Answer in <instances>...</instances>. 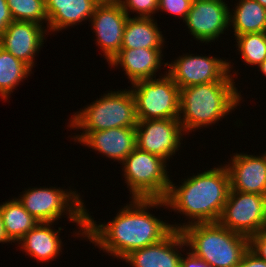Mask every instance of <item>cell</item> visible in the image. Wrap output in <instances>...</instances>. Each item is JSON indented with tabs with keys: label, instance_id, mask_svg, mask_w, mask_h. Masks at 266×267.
I'll list each match as a JSON object with an SVG mask.
<instances>
[{
	"label": "cell",
	"instance_id": "cell-1",
	"mask_svg": "<svg viewBox=\"0 0 266 267\" xmlns=\"http://www.w3.org/2000/svg\"><path fill=\"white\" fill-rule=\"evenodd\" d=\"M130 200L108 223L97 224L89 210L86 211L84 239L118 260L130 252L162 241L173 231L171 223L148 211L162 206L167 209L165 199Z\"/></svg>",
	"mask_w": 266,
	"mask_h": 267
},
{
	"label": "cell",
	"instance_id": "cell-2",
	"mask_svg": "<svg viewBox=\"0 0 266 267\" xmlns=\"http://www.w3.org/2000/svg\"><path fill=\"white\" fill-rule=\"evenodd\" d=\"M181 181L177 185L171 180L165 201L169 210L184 215L188 221L171 224L173 230L195 223L218 222L231 189L227 166L217 165Z\"/></svg>",
	"mask_w": 266,
	"mask_h": 267
},
{
	"label": "cell",
	"instance_id": "cell-3",
	"mask_svg": "<svg viewBox=\"0 0 266 267\" xmlns=\"http://www.w3.org/2000/svg\"><path fill=\"white\" fill-rule=\"evenodd\" d=\"M235 83L216 81L180 89L178 120L185 135L216 125L241 106L244 98Z\"/></svg>",
	"mask_w": 266,
	"mask_h": 267
},
{
	"label": "cell",
	"instance_id": "cell-4",
	"mask_svg": "<svg viewBox=\"0 0 266 267\" xmlns=\"http://www.w3.org/2000/svg\"><path fill=\"white\" fill-rule=\"evenodd\" d=\"M187 249L215 267H237L249 250V238L219 222L195 223L180 230Z\"/></svg>",
	"mask_w": 266,
	"mask_h": 267
},
{
	"label": "cell",
	"instance_id": "cell-5",
	"mask_svg": "<svg viewBox=\"0 0 266 267\" xmlns=\"http://www.w3.org/2000/svg\"><path fill=\"white\" fill-rule=\"evenodd\" d=\"M77 189L58 187H32L22 191L17 199L24 209L39 222L58 223L66 215L69 222L76 223L78 231L74 237L84 238L86 231L87 207ZM20 197V198H19ZM77 232V233H76Z\"/></svg>",
	"mask_w": 266,
	"mask_h": 267
},
{
	"label": "cell",
	"instance_id": "cell-6",
	"mask_svg": "<svg viewBox=\"0 0 266 267\" xmlns=\"http://www.w3.org/2000/svg\"><path fill=\"white\" fill-rule=\"evenodd\" d=\"M129 89L118 91H106L100 98L93 100L73 112L69 118L68 127L71 130L80 129L82 132H94L118 127L136 128L138 118L135 108V100ZM122 90V91H121ZM85 107V108H84Z\"/></svg>",
	"mask_w": 266,
	"mask_h": 267
},
{
	"label": "cell",
	"instance_id": "cell-7",
	"mask_svg": "<svg viewBox=\"0 0 266 267\" xmlns=\"http://www.w3.org/2000/svg\"><path fill=\"white\" fill-rule=\"evenodd\" d=\"M166 163L161 157L136 147L121 163L129 199H165L171 183Z\"/></svg>",
	"mask_w": 266,
	"mask_h": 267
},
{
	"label": "cell",
	"instance_id": "cell-8",
	"mask_svg": "<svg viewBox=\"0 0 266 267\" xmlns=\"http://www.w3.org/2000/svg\"><path fill=\"white\" fill-rule=\"evenodd\" d=\"M131 85L138 121L178 119L180 88L167 72Z\"/></svg>",
	"mask_w": 266,
	"mask_h": 267
},
{
	"label": "cell",
	"instance_id": "cell-9",
	"mask_svg": "<svg viewBox=\"0 0 266 267\" xmlns=\"http://www.w3.org/2000/svg\"><path fill=\"white\" fill-rule=\"evenodd\" d=\"M234 63L220 57L201 56L186 53L178 56L169 63L166 72L171 76L176 85L182 89L193 85L207 84L216 81H236L237 71ZM232 72V73H231ZM236 74V75H235ZM234 76L235 80H234Z\"/></svg>",
	"mask_w": 266,
	"mask_h": 267
},
{
	"label": "cell",
	"instance_id": "cell-10",
	"mask_svg": "<svg viewBox=\"0 0 266 267\" xmlns=\"http://www.w3.org/2000/svg\"><path fill=\"white\" fill-rule=\"evenodd\" d=\"M218 222L248 238L257 234L266 227V196L230 189Z\"/></svg>",
	"mask_w": 266,
	"mask_h": 267
},
{
	"label": "cell",
	"instance_id": "cell-11",
	"mask_svg": "<svg viewBox=\"0 0 266 267\" xmlns=\"http://www.w3.org/2000/svg\"><path fill=\"white\" fill-rule=\"evenodd\" d=\"M184 134L178 119L141 120L136 125V147L169 162L183 147Z\"/></svg>",
	"mask_w": 266,
	"mask_h": 267
},
{
	"label": "cell",
	"instance_id": "cell-12",
	"mask_svg": "<svg viewBox=\"0 0 266 267\" xmlns=\"http://www.w3.org/2000/svg\"><path fill=\"white\" fill-rule=\"evenodd\" d=\"M117 0H101L90 19L96 36L95 44L103 52L106 62H110L121 50L124 27L128 19Z\"/></svg>",
	"mask_w": 266,
	"mask_h": 267
},
{
	"label": "cell",
	"instance_id": "cell-13",
	"mask_svg": "<svg viewBox=\"0 0 266 267\" xmlns=\"http://www.w3.org/2000/svg\"><path fill=\"white\" fill-rule=\"evenodd\" d=\"M226 0H193L191 9L184 20L189 34L199 43L218 41L229 30V9ZM227 29V30H226Z\"/></svg>",
	"mask_w": 266,
	"mask_h": 267
},
{
	"label": "cell",
	"instance_id": "cell-14",
	"mask_svg": "<svg viewBox=\"0 0 266 267\" xmlns=\"http://www.w3.org/2000/svg\"><path fill=\"white\" fill-rule=\"evenodd\" d=\"M47 33L46 26L13 20L1 35L0 46L33 69L35 56L43 47Z\"/></svg>",
	"mask_w": 266,
	"mask_h": 267
},
{
	"label": "cell",
	"instance_id": "cell-15",
	"mask_svg": "<svg viewBox=\"0 0 266 267\" xmlns=\"http://www.w3.org/2000/svg\"><path fill=\"white\" fill-rule=\"evenodd\" d=\"M74 134L72 139L75 143L92 148V151L102 153V156L118 161L120 164L136 148V128L132 127Z\"/></svg>",
	"mask_w": 266,
	"mask_h": 267
},
{
	"label": "cell",
	"instance_id": "cell-16",
	"mask_svg": "<svg viewBox=\"0 0 266 267\" xmlns=\"http://www.w3.org/2000/svg\"><path fill=\"white\" fill-rule=\"evenodd\" d=\"M228 161L231 190L266 196V151L261 155L236 152Z\"/></svg>",
	"mask_w": 266,
	"mask_h": 267
},
{
	"label": "cell",
	"instance_id": "cell-17",
	"mask_svg": "<svg viewBox=\"0 0 266 267\" xmlns=\"http://www.w3.org/2000/svg\"><path fill=\"white\" fill-rule=\"evenodd\" d=\"M185 247L182 232L173 230L162 241L130 252L122 262L132 267H181V251L184 253Z\"/></svg>",
	"mask_w": 266,
	"mask_h": 267
},
{
	"label": "cell",
	"instance_id": "cell-18",
	"mask_svg": "<svg viewBox=\"0 0 266 267\" xmlns=\"http://www.w3.org/2000/svg\"><path fill=\"white\" fill-rule=\"evenodd\" d=\"M164 48H137L121 49L120 52L108 63L109 67L124 69V75L127 76L130 83L138 80L156 78L157 72L161 66H167L162 53ZM155 75V76H154Z\"/></svg>",
	"mask_w": 266,
	"mask_h": 267
},
{
	"label": "cell",
	"instance_id": "cell-19",
	"mask_svg": "<svg viewBox=\"0 0 266 267\" xmlns=\"http://www.w3.org/2000/svg\"><path fill=\"white\" fill-rule=\"evenodd\" d=\"M54 225H56V222L55 224L39 222L15 244H18L17 247L24 251L25 255L36 259L37 262H52L62 254L61 252L64 249L62 248V246L64 247L62 239L59 237L62 227H58L57 230L53 227Z\"/></svg>",
	"mask_w": 266,
	"mask_h": 267
},
{
	"label": "cell",
	"instance_id": "cell-20",
	"mask_svg": "<svg viewBox=\"0 0 266 267\" xmlns=\"http://www.w3.org/2000/svg\"><path fill=\"white\" fill-rule=\"evenodd\" d=\"M101 0H45L49 32L66 30L79 25L82 21H90L95 8Z\"/></svg>",
	"mask_w": 266,
	"mask_h": 267
},
{
	"label": "cell",
	"instance_id": "cell-21",
	"mask_svg": "<svg viewBox=\"0 0 266 267\" xmlns=\"http://www.w3.org/2000/svg\"><path fill=\"white\" fill-rule=\"evenodd\" d=\"M152 17H128L121 49L164 48L165 37Z\"/></svg>",
	"mask_w": 266,
	"mask_h": 267
},
{
	"label": "cell",
	"instance_id": "cell-22",
	"mask_svg": "<svg viewBox=\"0 0 266 267\" xmlns=\"http://www.w3.org/2000/svg\"><path fill=\"white\" fill-rule=\"evenodd\" d=\"M236 1L234 9H229L230 28L234 36L266 32V8L256 0Z\"/></svg>",
	"mask_w": 266,
	"mask_h": 267
},
{
	"label": "cell",
	"instance_id": "cell-23",
	"mask_svg": "<svg viewBox=\"0 0 266 267\" xmlns=\"http://www.w3.org/2000/svg\"><path fill=\"white\" fill-rule=\"evenodd\" d=\"M0 214L6 234L14 244L39 223L16 197L0 203Z\"/></svg>",
	"mask_w": 266,
	"mask_h": 267
},
{
	"label": "cell",
	"instance_id": "cell-24",
	"mask_svg": "<svg viewBox=\"0 0 266 267\" xmlns=\"http://www.w3.org/2000/svg\"><path fill=\"white\" fill-rule=\"evenodd\" d=\"M32 70L0 46V98L7 101L14 89L33 73Z\"/></svg>",
	"mask_w": 266,
	"mask_h": 267
},
{
	"label": "cell",
	"instance_id": "cell-25",
	"mask_svg": "<svg viewBox=\"0 0 266 267\" xmlns=\"http://www.w3.org/2000/svg\"><path fill=\"white\" fill-rule=\"evenodd\" d=\"M235 37L237 52L245 64L259 66L266 58V32L245 33Z\"/></svg>",
	"mask_w": 266,
	"mask_h": 267
},
{
	"label": "cell",
	"instance_id": "cell-26",
	"mask_svg": "<svg viewBox=\"0 0 266 267\" xmlns=\"http://www.w3.org/2000/svg\"><path fill=\"white\" fill-rule=\"evenodd\" d=\"M13 20L48 24L45 0H6Z\"/></svg>",
	"mask_w": 266,
	"mask_h": 267
},
{
	"label": "cell",
	"instance_id": "cell-27",
	"mask_svg": "<svg viewBox=\"0 0 266 267\" xmlns=\"http://www.w3.org/2000/svg\"><path fill=\"white\" fill-rule=\"evenodd\" d=\"M123 10L130 17L136 13V17H152L158 12V0H117ZM131 12V14H130Z\"/></svg>",
	"mask_w": 266,
	"mask_h": 267
},
{
	"label": "cell",
	"instance_id": "cell-28",
	"mask_svg": "<svg viewBox=\"0 0 266 267\" xmlns=\"http://www.w3.org/2000/svg\"><path fill=\"white\" fill-rule=\"evenodd\" d=\"M193 0H158V12H167L172 14L175 17L178 16V19H186L187 14L189 13Z\"/></svg>",
	"mask_w": 266,
	"mask_h": 267
},
{
	"label": "cell",
	"instance_id": "cell-29",
	"mask_svg": "<svg viewBox=\"0 0 266 267\" xmlns=\"http://www.w3.org/2000/svg\"><path fill=\"white\" fill-rule=\"evenodd\" d=\"M249 250L266 261V227L249 237Z\"/></svg>",
	"mask_w": 266,
	"mask_h": 267
},
{
	"label": "cell",
	"instance_id": "cell-30",
	"mask_svg": "<svg viewBox=\"0 0 266 267\" xmlns=\"http://www.w3.org/2000/svg\"><path fill=\"white\" fill-rule=\"evenodd\" d=\"M187 251L186 255L184 253L181 257V267H215L197 257L190 250L187 249Z\"/></svg>",
	"mask_w": 266,
	"mask_h": 267
},
{
	"label": "cell",
	"instance_id": "cell-31",
	"mask_svg": "<svg viewBox=\"0 0 266 267\" xmlns=\"http://www.w3.org/2000/svg\"><path fill=\"white\" fill-rule=\"evenodd\" d=\"M12 21L13 18L6 0H0V37Z\"/></svg>",
	"mask_w": 266,
	"mask_h": 267
},
{
	"label": "cell",
	"instance_id": "cell-32",
	"mask_svg": "<svg viewBox=\"0 0 266 267\" xmlns=\"http://www.w3.org/2000/svg\"><path fill=\"white\" fill-rule=\"evenodd\" d=\"M237 267H266V261L248 250Z\"/></svg>",
	"mask_w": 266,
	"mask_h": 267
},
{
	"label": "cell",
	"instance_id": "cell-33",
	"mask_svg": "<svg viewBox=\"0 0 266 267\" xmlns=\"http://www.w3.org/2000/svg\"><path fill=\"white\" fill-rule=\"evenodd\" d=\"M0 243H6V244H12L13 242L8 238L6 231H5V227L3 224V220L0 214Z\"/></svg>",
	"mask_w": 266,
	"mask_h": 267
},
{
	"label": "cell",
	"instance_id": "cell-34",
	"mask_svg": "<svg viewBox=\"0 0 266 267\" xmlns=\"http://www.w3.org/2000/svg\"><path fill=\"white\" fill-rule=\"evenodd\" d=\"M259 70L266 77V58L265 60L258 66Z\"/></svg>",
	"mask_w": 266,
	"mask_h": 267
},
{
	"label": "cell",
	"instance_id": "cell-35",
	"mask_svg": "<svg viewBox=\"0 0 266 267\" xmlns=\"http://www.w3.org/2000/svg\"><path fill=\"white\" fill-rule=\"evenodd\" d=\"M258 3H260L263 7L266 8V0H256Z\"/></svg>",
	"mask_w": 266,
	"mask_h": 267
}]
</instances>
